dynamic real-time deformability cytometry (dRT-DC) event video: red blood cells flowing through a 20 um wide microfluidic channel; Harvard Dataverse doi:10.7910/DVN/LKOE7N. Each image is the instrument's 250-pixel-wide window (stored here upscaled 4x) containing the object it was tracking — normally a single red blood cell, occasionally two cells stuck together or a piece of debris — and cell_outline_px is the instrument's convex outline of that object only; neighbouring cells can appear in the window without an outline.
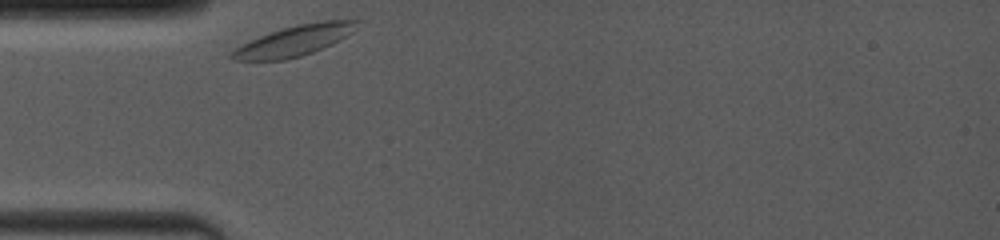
{"species": "common noctule bat (a hibernating species)", "species_latin": "Nyctalus noctula", "temperature_condition": "room temperature", "stored_images_in_passage": 3, "camera_frame_rate_fps": 4000, "um_per_image_px": 0.085, "animal": {"sex": "female", "body_mass_g": 19.0, "forearm_length_mm": 53.3}, "frame": {"image": 1, "passage_image": 1, "time_ms": 0.0, "image_size_px": [1000, 240], "cell_outline_px": [[360, 20], [352, 32], [332, 44], [312, 52], [300, 56], [284, 60], [232, 60], [228, 56], [236, 48], [248, 40], [284, 28], [300, 24], [324, 20]], "centroid_in_image_um": [24.99, 3.46], "position_along_channel_um": 60.0, "area_um2": 21.85}}